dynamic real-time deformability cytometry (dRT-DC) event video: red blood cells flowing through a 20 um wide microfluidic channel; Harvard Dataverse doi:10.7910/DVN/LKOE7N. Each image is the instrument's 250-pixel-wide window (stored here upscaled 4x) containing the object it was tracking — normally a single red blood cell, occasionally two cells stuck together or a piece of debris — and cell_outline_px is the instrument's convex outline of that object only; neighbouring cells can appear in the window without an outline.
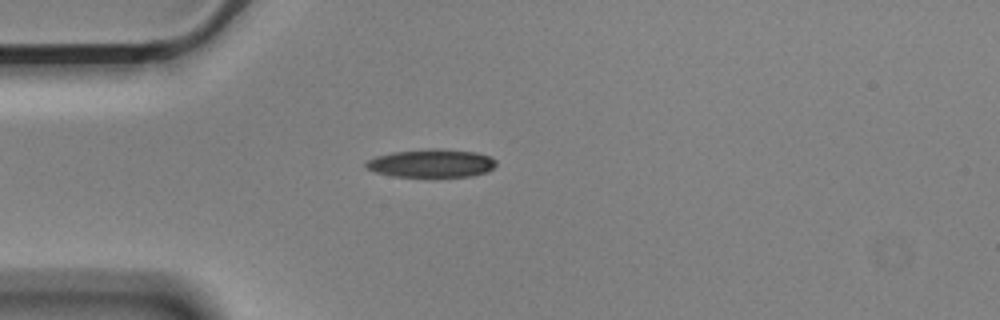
{"species": "Egyptian fruit bat (a non-hibernating species)", "species_latin": "Rousettus aegyptiacus", "temperature_condition": "cold", "stored_images_in_passage": 46, "camera_frame_rate_fps": 3000, "um_per_image_px": 0.085, "animal": {"sex": "male"}, "frame": {"image": 1, "passage_image": 5, "time_ms": 1.333, "image_size_px": [1000, 320], "cell_outline_px": [[496, 164], [488, 172], [472, 176], [392, 176], [376, 172], [368, 168], [364, 164], [368, 160], [376, 156], [392, 152], [428, 148], [440, 148], [476, 152], [488, 156], [496, 160]], "centroid_in_image_um": [36.68, 13.86], "position_along_channel_um": 48.3, "area_um2": 21.33}}
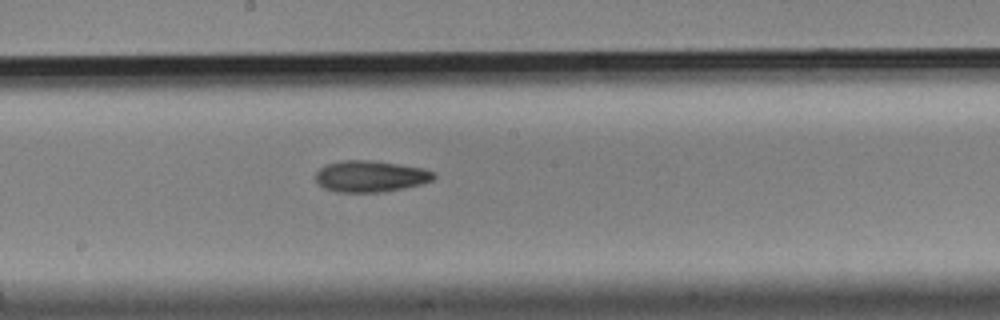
{"frame": {"image": 2, "passage_image": 20, "time_ms": 6.333, "image_size_px": [1000, 320], "cell_outline_px": [[436, 176], [432, 180], [420, 184], [404, 188], [380, 192], [336, 192], [324, 188], [316, 180], [316, 172], [324, 164], [340, 160], [372, 160], [424, 168], [436, 172]], "centroid_in_image_um": [31.48, 14.97], "position_along_channel_um": 216.7, "area_um2": 21.73}}
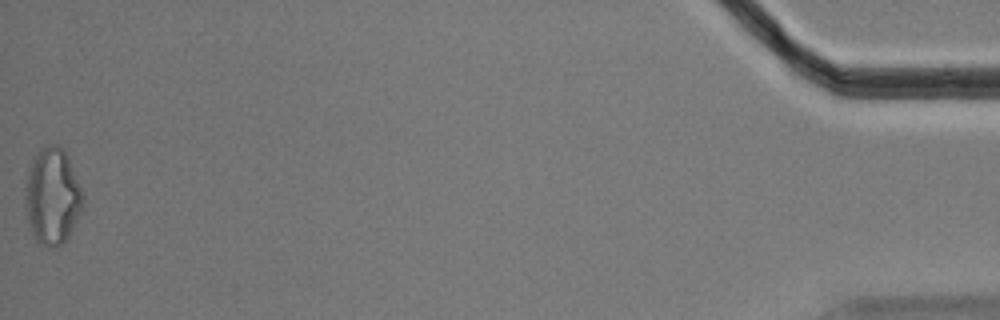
{"frame": {"image": 3, "passage_image": 46, "time_ms": 15.0, "image_size_px": [1000, 320], "cell_outline_px": [[84, 204], [68, 236], [56, 248], [48, 248], [36, 240], [32, 232], [28, 220], [24, 196], [28, 168], [40, 148], [48, 144], [56, 144], [64, 148], [68, 156], [84, 196]], "centroid_in_image_um": [4.45, 16.66], "position_along_channel_um": 430.8, "area_um2": 32.37}, "authors_computed_cell_mechanics": {"area_um2": 21.5594, "velocity_mm_per_s": 3.593, "shape_relaxation_time_tau1_ms": 7.2895, "shape_relaxation_time_tau2_ms": null, "deformation_change_tau1": 0.1709, "deformation_change_tau2": null}}